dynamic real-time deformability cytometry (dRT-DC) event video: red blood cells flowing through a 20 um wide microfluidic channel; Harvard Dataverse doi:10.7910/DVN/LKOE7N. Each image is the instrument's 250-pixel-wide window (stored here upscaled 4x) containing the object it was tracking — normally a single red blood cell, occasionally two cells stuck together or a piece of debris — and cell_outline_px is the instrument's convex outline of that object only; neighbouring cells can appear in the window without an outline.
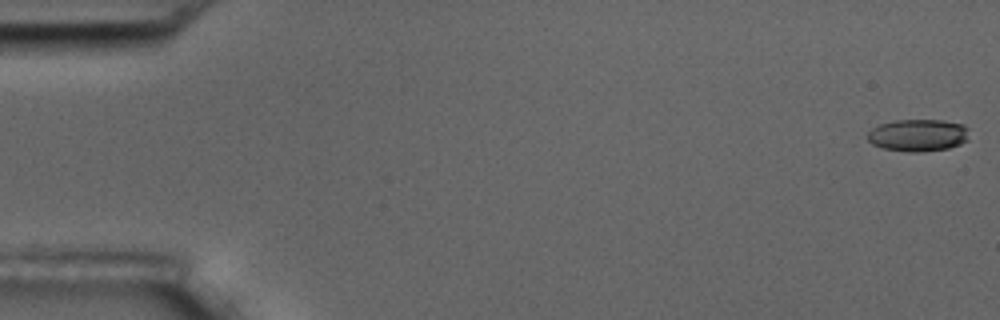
{"species": "common noctule bat (a hibernating species)", "species_latin": "Nyctalus noctula", "temperature_condition": "room temperature", "stored_images_in_passage": 55, "camera_frame_rate_fps": 3000, "um_per_image_px": 0.085, "animal": {"sex": "male", "body_mass_g": 17.5, "forearm_length_mm": 52.3}, "frame": {"image": 1, "passage_image": 1, "time_ms": 0.0, "image_size_px": [1000, 320], "cell_outline_px": [[968, 140], [960, 144], [948, 148], [916, 152], [908, 152], [884, 148], [872, 144], [868, 140], [868, 132], [872, 128], [880, 124], [896, 120], [944, 120], [964, 124], [968, 128]], "centroid_in_image_um": [78.06, 11.48], "position_along_channel_um": 6.9, "area_um2": 19.07}}
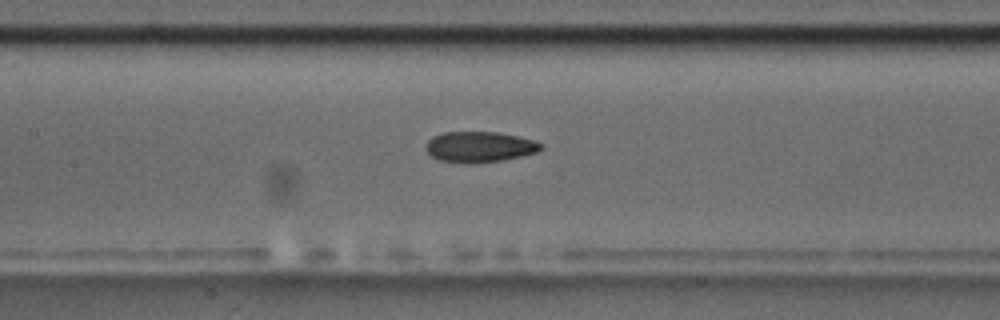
{"frame": {"image": 2, "passage_image": 26, "time_ms": 8.333, "image_size_px": [1000, 320], "cell_outline_px": [[544, 148], [536, 152], [504, 160], [440, 160], [432, 156], [424, 148], [428, 140], [432, 136], [444, 132], [496, 132], [536, 140], [544, 144]], "centroid_in_image_um": [40.8, 12.42], "position_along_channel_um": 166.6, "area_um2": 19.77}}
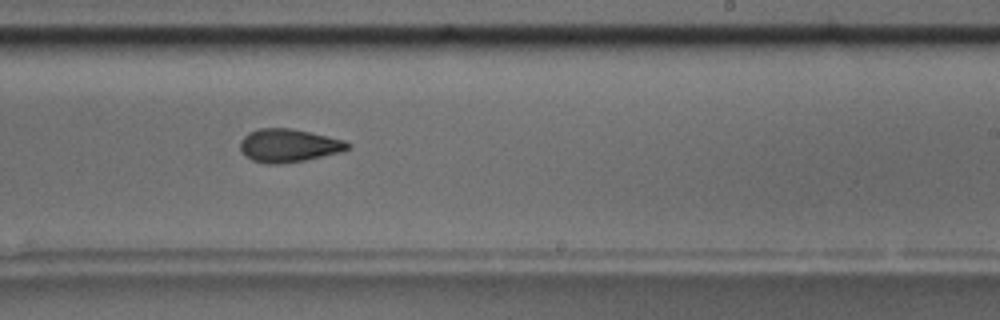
{"frame": {"image": 3, "passage_image": 34, "time_ms": 11.0, "image_size_px": [1000, 320], "cell_outline_px": [[352, 148], [344, 152], [304, 160], [280, 164], [268, 164], [252, 160], [244, 156], [240, 148], [240, 140], [248, 132], [260, 128], [292, 128], [312, 132], [344, 140], [352, 144]], "centroid_in_image_um": [24.57, 12.37], "position_along_channel_um": 264.4, "area_um2": 21.15}, "authors_computed_cell_mechanics": {"area_um2": 20.5768, "velocity_mm_per_s": 3.6829, "shape_relaxation_time_tau1_ms": 7.9695, "shape_relaxation_time_tau2_ms": 2.7008, "deformation_change_tau1": 0.1774, "deformation_change_tau2": 0.0954}}